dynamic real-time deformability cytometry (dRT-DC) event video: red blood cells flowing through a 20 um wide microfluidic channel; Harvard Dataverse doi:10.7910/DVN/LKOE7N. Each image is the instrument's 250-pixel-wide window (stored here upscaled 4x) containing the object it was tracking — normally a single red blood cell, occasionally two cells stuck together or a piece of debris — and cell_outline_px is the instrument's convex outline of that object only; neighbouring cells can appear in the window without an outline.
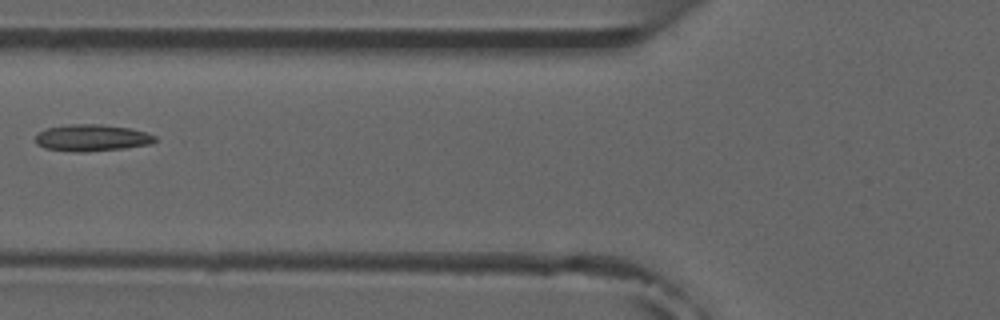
{"species": "common noctule bat (a hibernating species)", "species_latin": "Nyctalus noctula", "temperature_condition": "room temperature", "stored_images_in_passage": 5, "camera_frame_rate_fps": 3000, "um_per_image_px": 0.085, "animal": {"sex": "male", "forearm_length_mm": 52.5}, "frame": {"image": 1, "passage_image": 5, "time_ms": 5.0, "image_size_px": [1000, 320], "cell_outline_px": [[156, 140], [152, 144], [124, 148], [84, 152], [76, 152], [44, 148], [36, 144], [36, 136], [40, 132], [48, 128], [68, 124], [100, 124], [132, 128], [148, 132], [156, 136]], "centroid_in_image_um": [7.85, 11.71], "position_along_channel_um": 117.9, "area_um2": 18.73}}